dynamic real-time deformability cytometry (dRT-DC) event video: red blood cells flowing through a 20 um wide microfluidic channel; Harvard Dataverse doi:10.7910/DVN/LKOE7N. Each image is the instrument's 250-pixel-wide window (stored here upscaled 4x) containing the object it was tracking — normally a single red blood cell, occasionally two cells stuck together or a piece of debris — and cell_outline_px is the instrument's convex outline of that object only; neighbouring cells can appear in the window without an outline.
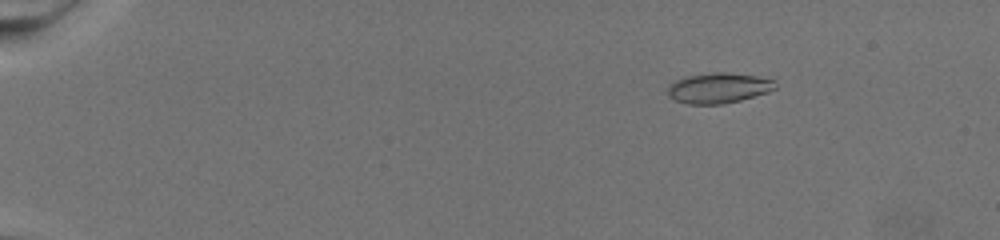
{"species": "common noctule bat (a hibernating species)", "species_latin": "Nyctalus noctula", "temperature_condition": "warm", "stored_images_in_passage": 77, "camera_frame_rate_fps": 3000, "um_per_image_px": 0.085, "animal": {"sex": "female", "body_mass_g": 19.5, "forearm_length_mm": 54.1}, "frame": {"image": 1, "passage_image": 13, "time_ms": 4.0, "image_size_px": [1000, 240], "cell_outline_px": [[776, 88], [768, 92], [740, 100], [720, 104], [688, 104], [676, 100], [668, 96], [668, 88], [676, 80], [688, 76], [712, 72], [724, 72], [756, 76], [776, 80]], "centroid_in_image_um": [61.1, 7.48], "position_along_channel_um": 23.9, "area_um2": 18.84}}
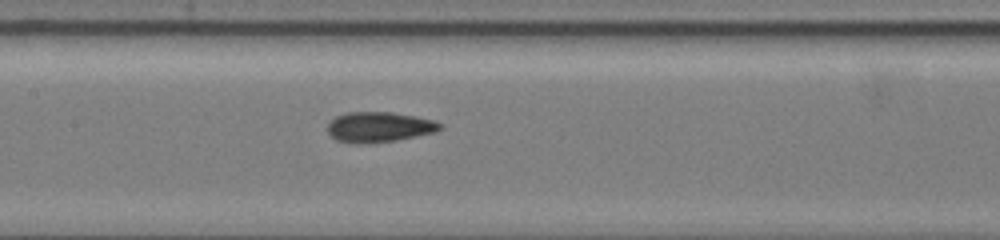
{"frame": {"image": 2, "passage_image": 42, "time_ms": 13.667, "image_size_px": [1000, 240], "cell_outline_px": [[444, 128], [436, 132], [396, 140], [368, 144], [352, 144], [336, 140], [328, 132], [328, 124], [336, 116], [348, 112], [392, 112], [416, 116], [432, 120], [444, 124]], "centroid_in_image_um": [32.25, 10.81], "position_along_channel_um": 175.2, "area_um2": 20.06}}
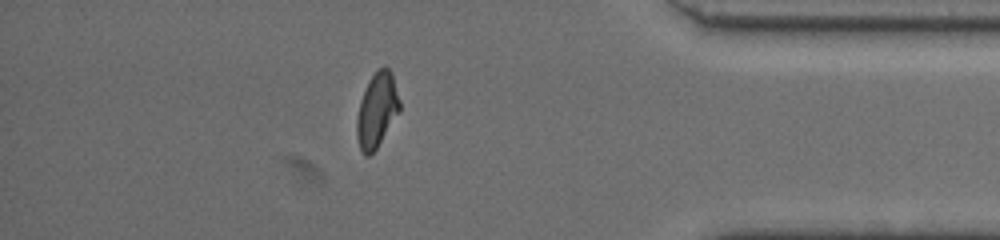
{"frame": {"image": 3, "passage_image": 68, "time_ms": 22.333, "image_size_px": [1000, 240], "cell_outline_px": [[400, 112], [376, 148], [368, 156], [364, 156], [360, 148], [356, 136], [356, 120], [360, 100], [368, 80], [384, 64], [392, 72], [400, 100]], "centroid_in_image_um": [32.04, 9.35], "position_along_channel_um": 403.2, "area_um2": 18.73}}